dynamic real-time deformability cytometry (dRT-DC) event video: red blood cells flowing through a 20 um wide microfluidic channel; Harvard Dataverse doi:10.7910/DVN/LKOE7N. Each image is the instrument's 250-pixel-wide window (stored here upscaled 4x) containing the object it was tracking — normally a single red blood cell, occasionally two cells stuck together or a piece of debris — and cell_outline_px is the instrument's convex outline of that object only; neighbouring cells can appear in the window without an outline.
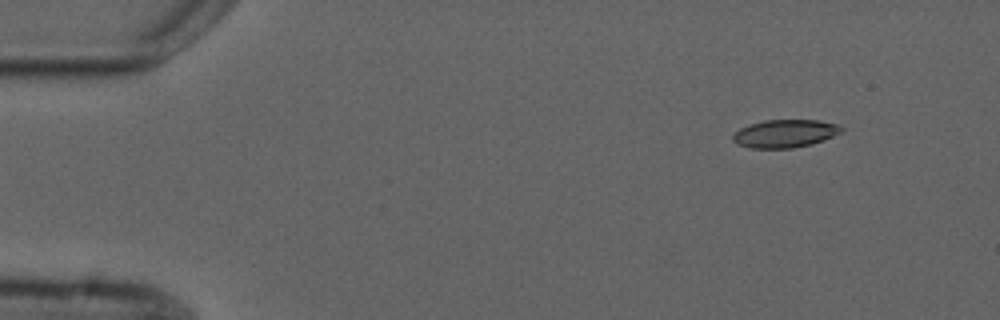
{"species": "common noctule bat (a hibernating species)", "species_latin": "Nyctalus noctula", "temperature_condition": "cold", "stored_images_in_passage": 4, "camera_frame_rate_fps": 3000, "um_per_image_px": 0.085, "animal": {"sex": "male", "forearm_length_mm": 52.5}, "frame": {"image": 1, "passage_image": 2, "time_ms": 1.667, "image_size_px": [1000, 320], "cell_outline_px": [[844, 128], [840, 132], [824, 140], [812, 144], [792, 148], [752, 148], [736, 144], [732, 140], [732, 136], [740, 128], [748, 124], [764, 120], [820, 120], [840, 124]], "centroid_in_image_um": [66.72, 11.34], "position_along_channel_um": 18.3, "area_um2": 17.8}}